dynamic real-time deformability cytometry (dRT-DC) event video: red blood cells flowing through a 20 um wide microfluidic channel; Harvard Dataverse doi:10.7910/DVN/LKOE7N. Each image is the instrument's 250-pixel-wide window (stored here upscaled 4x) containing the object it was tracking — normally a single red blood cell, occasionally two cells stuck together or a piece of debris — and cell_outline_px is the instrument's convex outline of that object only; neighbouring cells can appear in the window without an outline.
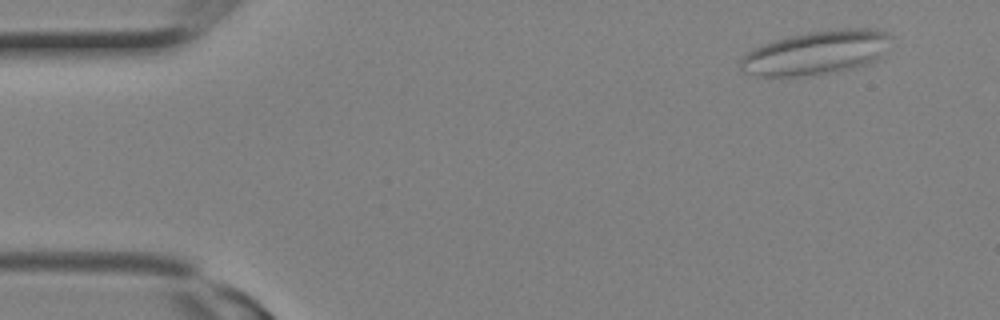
{"species": "Egyptian fruit bat (a non-hibernating species)", "species_latin": "Rousettus aegyptiacus", "temperature_condition": "room temperature", "stored_images_in_passage": 3, "camera_frame_rate_fps": 3000, "um_per_image_px": 0.085, "animal": {"sex": "female"}, "frame": {"image": 1, "passage_image": 1, "time_ms": 0.0, "image_size_px": [1000, 320], "cell_outline_px": [[892, 36], [880, 60], [868, 64], [836, 72], [796, 76], [760, 76], [740, 72], [740, 60], [744, 52], [752, 48], [776, 40], [808, 32], [844, 28], [876, 28], [888, 32]], "centroid_in_image_um": [69.4, 4.48], "position_along_channel_um": 15.6, "area_um2": 38.78}}